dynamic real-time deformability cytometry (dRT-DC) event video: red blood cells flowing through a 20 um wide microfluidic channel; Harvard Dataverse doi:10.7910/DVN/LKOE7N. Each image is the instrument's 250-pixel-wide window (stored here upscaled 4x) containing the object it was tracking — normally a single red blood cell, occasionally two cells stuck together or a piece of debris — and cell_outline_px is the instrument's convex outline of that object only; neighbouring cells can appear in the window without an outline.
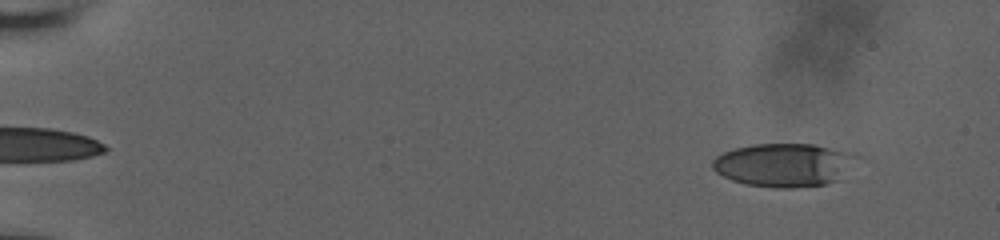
{"species": "human", "species_latin": "Homo sapiens", "temperature_condition": "room temperature", "stored_images_in_passage": 33, "camera_frame_rate_fps": 3000, "um_per_image_px": 0.085, "donor": {"sex": "male"}, "frame": {"image": 1, "passage_image": 4, "time_ms": 1.0, "image_size_px": [1000, 240], "cell_outline_px": [[844, 156], [836, 180], [824, 184], [792, 188], [776, 188], [748, 184], [732, 180], [716, 172], [712, 168], [712, 160], [716, 156], [724, 152], [736, 148], [756, 144], [812, 144], [828, 148], [840, 152]], "centroid_in_image_um": [66.29, 14.03], "position_along_channel_um": 18.7, "area_um2": 33.99}}
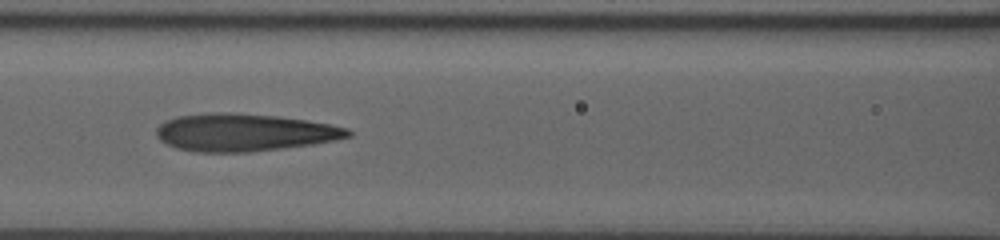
{"frame": {"image": 2, "passage_image": 21, "time_ms": 6.667, "image_size_px": [1000, 240], "cell_outline_px": [[352, 136], [336, 140], [312, 144], [248, 152], [192, 152], [176, 148], [160, 140], [156, 136], [156, 128], [160, 124], [176, 116], [208, 112], [236, 112], [276, 116], [308, 120], [348, 128], [352, 132]], "centroid_in_image_um": [20.73, 11.25], "position_along_channel_um": 145.9, "area_um2": 42.14}}
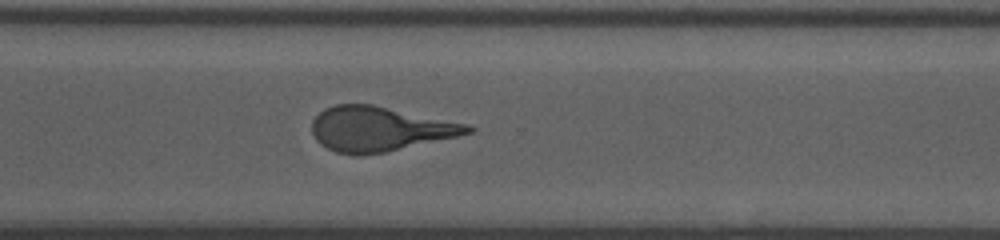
{"frame": {"image": 3, "passage_image": 33, "time_ms": 10.667, "image_size_px": [1000, 240], "cell_outline_px": [[476, 128], [472, 132], [456, 136], [384, 152], [356, 156], [336, 152], [320, 144], [316, 140], [312, 132], [312, 120], [324, 108], [336, 104], [372, 104], [468, 124]], "centroid_in_image_um": [32.22, 10.95], "position_along_channel_um": 338.4, "area_um2": 40.23}}